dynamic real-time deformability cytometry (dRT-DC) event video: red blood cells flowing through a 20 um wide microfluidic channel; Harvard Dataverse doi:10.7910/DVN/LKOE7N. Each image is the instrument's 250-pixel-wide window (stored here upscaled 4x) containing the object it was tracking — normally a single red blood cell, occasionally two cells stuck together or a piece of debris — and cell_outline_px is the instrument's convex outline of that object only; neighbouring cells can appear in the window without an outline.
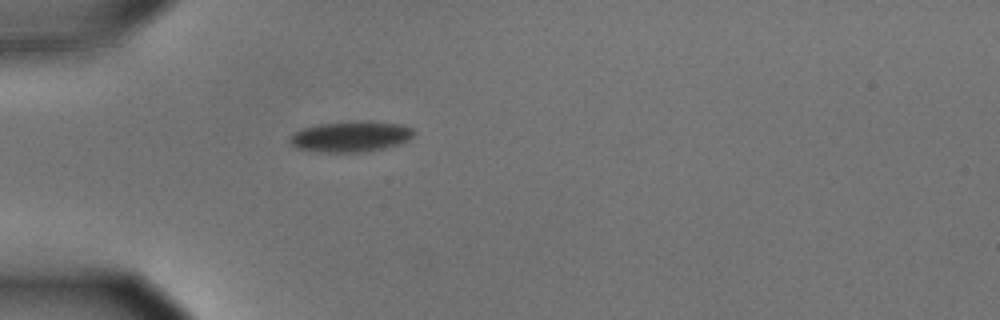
{"species": "common noctule bat (a hibernating species)", "species_latin": "Nyctalus noctula", "temperature_condition": "cold", "stored_images_in_passage": 5, "camera_frame_rate_fps": 3000, "um_per_image_px": 0.085, "animal": {"sex": "male", "body_mass_g": 15.6}, "frame": {"image": 1, "passage_image": 1, "time_ms": 0.0, "image_size_px": [1000, 320], "cell_outline_px": [[412, 136], [408, 140], [384, 148], [368, 152], [324, 152], [296, 148], [288, 140], [296, 132], [304, 128], [320, 124], [348, 120], [372, 120], [404, 124], [412, 128]], "centroid_in_image_um": [29.85, 11.58], "position_along_channel_um": 55.2, "area_um2": 22.37}}
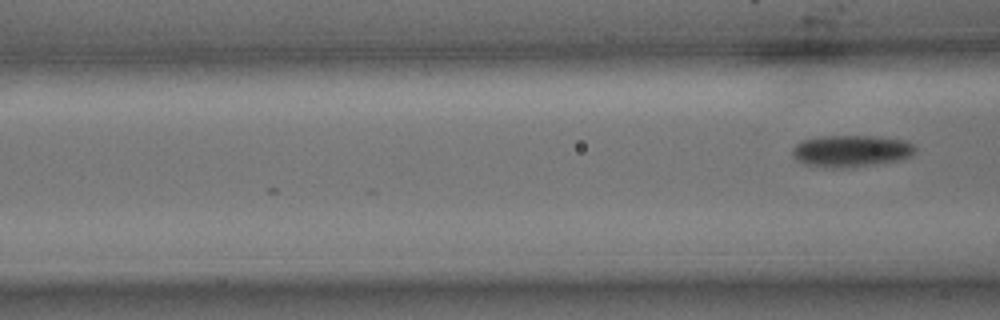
{"frame": {"image": 2, "passage_image": 5, "time_ms": 1.333, "image_size_px": [1000, 320], "cell_outline_px": [[916, 148], [912, 156], [900, 160], [852, 168], [824, 168], [804, 164], [792, 152], [792, 148], [796, 144], [804, 140], [820, 136], [872, 136], [904, 140], [912, 144]], "centroid_in_image_um": [72.36, 12.85], "position_along_channel_um": 94.2, "area_um2": 22.83}}